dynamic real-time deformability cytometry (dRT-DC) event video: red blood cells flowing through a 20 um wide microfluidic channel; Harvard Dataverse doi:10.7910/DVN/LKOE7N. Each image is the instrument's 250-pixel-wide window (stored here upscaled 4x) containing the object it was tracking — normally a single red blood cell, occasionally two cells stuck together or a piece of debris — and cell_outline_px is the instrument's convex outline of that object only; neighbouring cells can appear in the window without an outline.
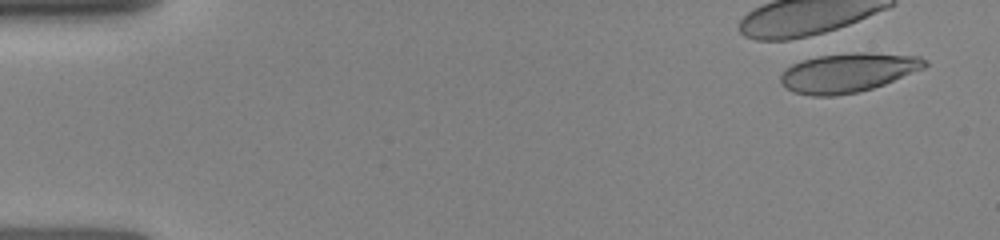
{"species": "human", "species_latin": "Homo sapiens", "temperature_condition": "room temperature", "stored_images_in_passage": 2, "camera_frame_rate_fps": 3000, "um_per_image_px": 0.085, "donor": {"sex": "female"}, "frame": {"image": 1, "passage_image": 1, "time_ms": 0.0, "image_size_px": [1000, 240], "cell_outline_px": [[928, 64], [924, 68], [884, 84], [872, 88], [856, 92], [832, 96], [812, 96], [792, 92], [780, 84], [780, 76], [792, 64], [804, 60], [820, 56], [852, 52], [872, 52], [920, 56], [928, 60]], "centroid_in_image_um": [72.09, 6.17], "position_along_channel_um": 12.9, "area_um2": 32.89}}